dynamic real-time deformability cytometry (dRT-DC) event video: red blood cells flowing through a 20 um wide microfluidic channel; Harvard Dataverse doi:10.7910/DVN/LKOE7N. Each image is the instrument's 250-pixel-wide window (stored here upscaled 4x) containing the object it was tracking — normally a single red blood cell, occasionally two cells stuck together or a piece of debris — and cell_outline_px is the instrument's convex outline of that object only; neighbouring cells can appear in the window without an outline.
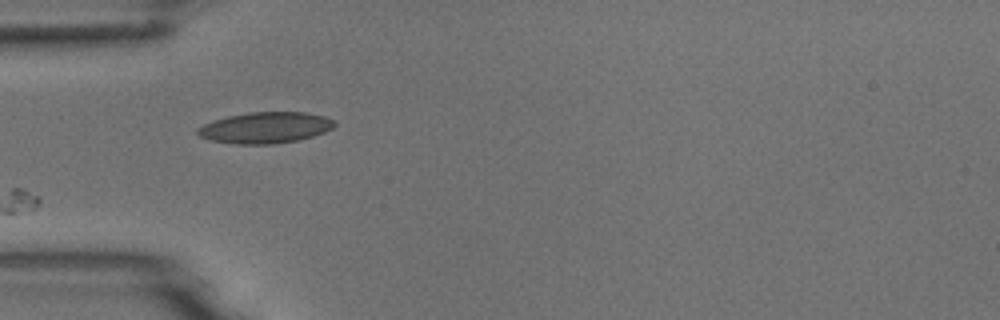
{"species": "common noctule bat (a hibernating species)", "species_latin": "Nyctalus noctula", "temperature_condition": "room temperature", "stored_images_in_passage": 5, "camera_frame_rate_fps": 3000, "um_per_image_px": 0.085, "animal": {"sex": "male", "body_mass_g": 18.8}, "frame": {"image": 1, "passage_image": 1, "time_ms": 0.0, "image_size_px": [1000, 320], "cell_outline_px": [[336, 124], [332, 128], [324, 132], [300, 140], [272, 144], [236, 144], [212, 140], [200, 136], [196, 132], [196, 128], [212, 120], [228, 116], [252, 112], [304, 112], [324, 116], [332, 120]], "centroid_in_image_um": [22.54, 10.85], "position_along_channel_um": 62.5, "area_um2": 24.74}}